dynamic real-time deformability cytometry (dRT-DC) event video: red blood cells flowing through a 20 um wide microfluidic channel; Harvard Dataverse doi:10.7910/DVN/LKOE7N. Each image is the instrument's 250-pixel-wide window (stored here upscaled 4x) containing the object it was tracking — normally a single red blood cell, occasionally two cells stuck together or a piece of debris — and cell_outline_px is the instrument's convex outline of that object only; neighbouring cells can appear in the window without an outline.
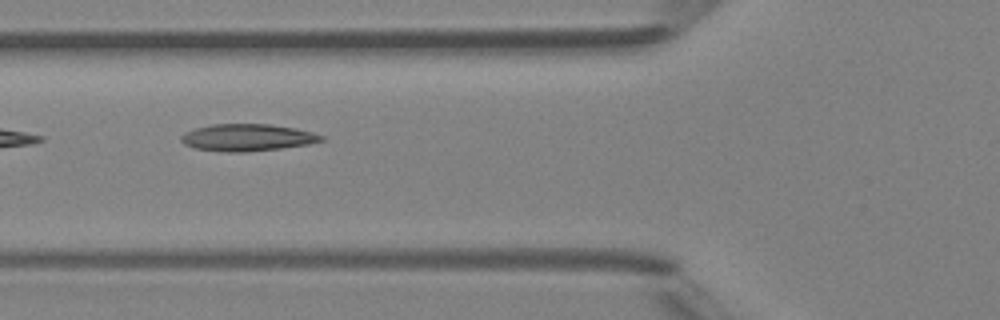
{"species": "Egyptian fruit bat (a non-hibernating species)", "species_latin": "Rousettus aegyptiacus", "temperature_condition": "room temperature", "stored_images_in_passage": 5, "camera_frame_rate_fps": 3000, "um_per_image_px": 0.085, "animal": {"sex": "female"}, "frame": {"image": 1, "passage_image": 5, "time_ms": 4.667, "image_size_px": [1000, 320], "cell_outline_px": [[324, 140], [308, 144], [280, 148], [244, 152], [228, 152], [196, 148], [184, 144], [180, 140], [180, 136], [184, 132], [196, 128], [212, 124], [268, 124], [296, 128], [312, 132], [324, 136]], "centroid_in_image_um": [21.01, 11.68], "position_along_channel_um": 104.8, "area_um2": 21.96}}